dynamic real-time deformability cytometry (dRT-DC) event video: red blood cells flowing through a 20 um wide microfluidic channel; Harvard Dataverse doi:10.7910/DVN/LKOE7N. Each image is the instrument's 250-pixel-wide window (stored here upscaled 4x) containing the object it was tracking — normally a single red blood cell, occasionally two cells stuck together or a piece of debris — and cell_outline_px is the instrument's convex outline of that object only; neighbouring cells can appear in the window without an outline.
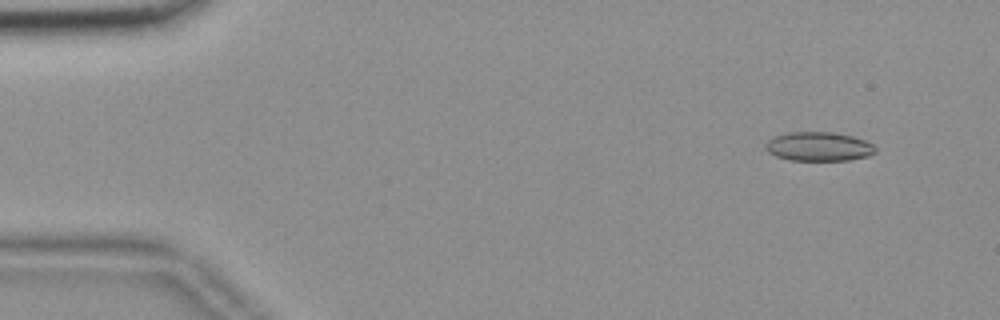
{"species": "common noctule bat (a hibernating species)", "species_latin": "Nyctalus noctula", "temperature_condition": "room temperature", "stored_images_in_passage": 56, "camera_frame_rate_fps": 3000, "um_per_image_px": 0.085, "animal": {"sex": "female", "body_mass_g": 18.4}, "frame": {"image": 1, "passage_image": 5, "time_ms": 1.333, "image_size_px": [1000, 320], "cell_outline_px": [[876, 152], [868, 156], [848, 160], [788, 160], [776, 156], [768, 152], [764, 148], [764, 144], [772, 136], [788, 132], [832, 132], [852, 136], [864, 140], [872, 144], [876, 148]], "centroid_in_image_um": [69.55, 12.45], "position_along_channel_um": 15.5, "area_um2": 18.73}}
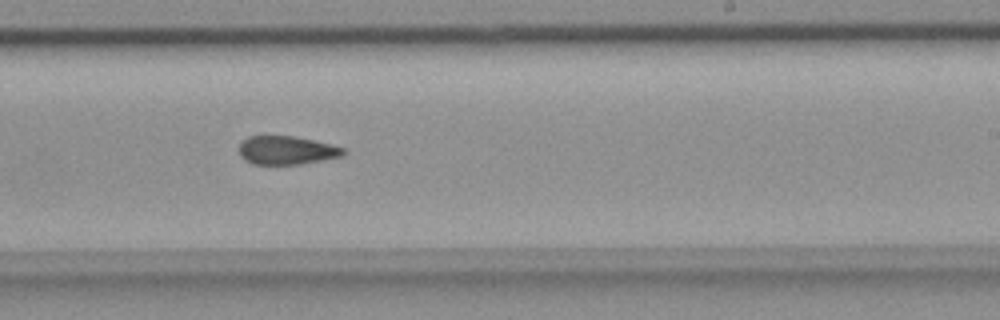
{"frame": {"image": 2, "passage_image": 34, "time_ms": 11.0, "image_size_px": [1000, 320], "cell_outline_px": [[344, 156], [300, 164], [252, 164], [244, 160], [240, 156], [240, 144], [248, 136], [292, 136], [312, 140], [344, 148]], "centroid_in_image_um": [24.34, 12.78], "position_along_channel_um": 264.7, "area_um2": 17.11}}
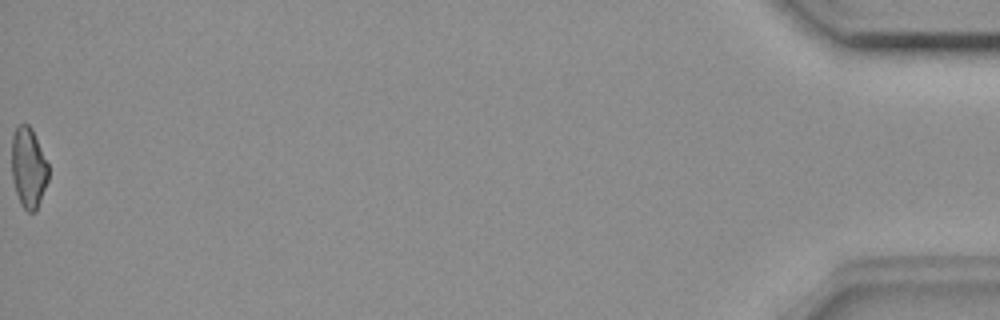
{"frame": {"image": 3, "passage_image": 56, "time_ms": 18.333, "image_size_px": [1000, 320], "cell_outline_px": [[48, 180], [36, 212], [28, 212], [20, 204], [16, 192], [12, 176], [12, 136], [16, 128], [20, 124], [28, 124], [32, 128], [48, 164]], "centroid_in_image_um": [2.42, 14.27], "position_along_channel_um": 432.8, "area_um2": 17.17}, "authors_computed_cell_mechanics": {"area_um2": 18.3804, "velocity_mm_per_s": 3.6793, "shape_relaxation_time_tau1_ms": null, "shape_relaxation_time_tau2_ms": 2.2682, "deformation_change_tau1": null, "deformation_change_tau2": 0.0857}}